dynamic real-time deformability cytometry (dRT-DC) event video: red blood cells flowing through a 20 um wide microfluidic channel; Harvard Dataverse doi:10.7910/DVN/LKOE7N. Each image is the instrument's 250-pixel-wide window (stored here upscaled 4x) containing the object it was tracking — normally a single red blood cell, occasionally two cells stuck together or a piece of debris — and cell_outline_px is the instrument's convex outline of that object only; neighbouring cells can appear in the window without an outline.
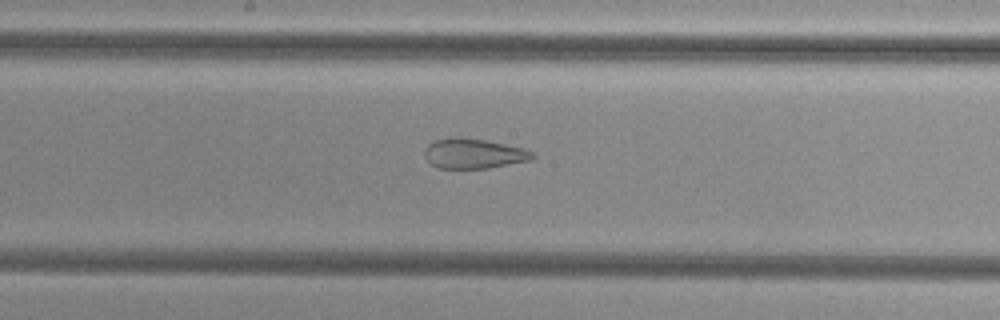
{"species": "common noctule bat (a hibernating species)", "species_latin": "Nyctalus noctula", "temperature_condition": "cold", "stored_images_in_passage": 37, "camera_frame_rate_fps": 3000, "um_per_image_px": 0.085, "animal": {"sex": "female", "body_mass_g": 29.2, "forearm_length_mm": 56.3}, "frame": {"image": 1, "passage_image": 18, "time_ms": 5.667, "image_size_px": [1000, 320], "cell_outline_px": [[536, 156], [532, 160], [488, 168], [436, 168], [424, 156], [424, 148], [428, 144], [436, 140], [484, 140], [524, 148], [532, 152]], "centroid_in_image_um": [40.3, 13.1], "position_along_channel_um": 207.9, "area_um2": 18.15}}
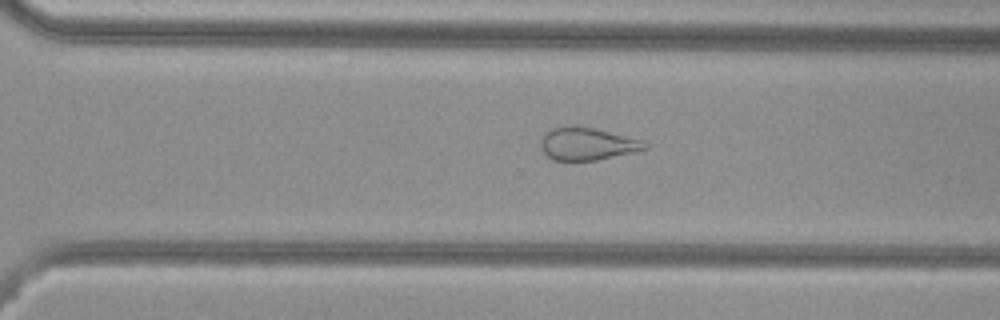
{"frame": {"image": 2, "passage_image": 27, "time_ms": 8.667, "image_size_px": [1000, 320], "cell_outline_px": [[648, 148], [636, 152], [596, 160], [552, 160], [540, 148], [540, 140], [552, 128], [564, 124], [572, 124], [596, 128], [640, 140], [648, 144]], "centroid_in_image_um": [49.89, 12.21], "position_along_channel_um": 320.7, "area_um2": 19.94}}
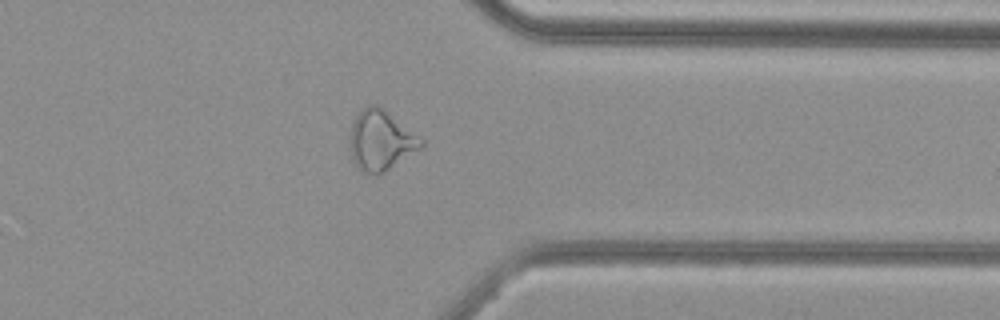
{"frame": {"image": 3, "passage_image": 32, "time_ms": 10.333, "image_size_px": [1000, 320], "cell_outline_px": [[424, 144], [420, 148], [380, 176], [364, 172], [352, 160], [352, 124], [356, 116], [368, 104], [376, 104], [384, 108], [424, 140]], "centroid_in_image_um": [32.41, 11.94], "position_along_channel_um": 379.0, "area_um2": 24.57}}